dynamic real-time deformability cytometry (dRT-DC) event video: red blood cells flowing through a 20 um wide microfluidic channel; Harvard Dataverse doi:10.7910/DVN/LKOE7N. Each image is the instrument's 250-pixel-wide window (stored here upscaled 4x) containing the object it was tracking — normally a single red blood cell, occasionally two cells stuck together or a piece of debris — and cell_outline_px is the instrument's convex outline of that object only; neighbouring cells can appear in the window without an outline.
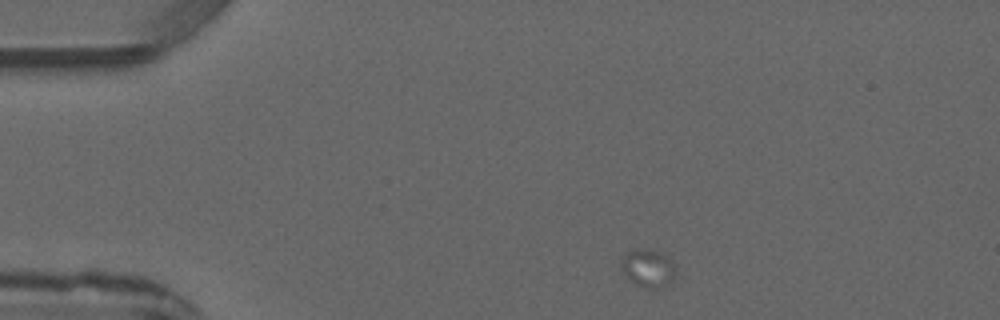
{"species": "common noctule bat (a hibernating species)", "species_latin": "Nyctalus noctula", "temperature_condition": "warm", "stored_images_in_passage": 5, "camera_frame_rate_fps": 3000, "um_per_image_px": 0.085, "animal": {"sex": "male", "forearm_length_mm": 52.5}, "frame": {"image": 1, "passage_image": 1, "time_ms": 0.0, "image_size_px": [1000, 320], "cell_outline_px": [[676, 272], [672, 280], [656, 288], [640, 284], [632, 280], [620, 268], [620, 260], [628, 252], [660, 252], [672, 260]], "centroid_in_image_um": [55.11, 22.8], "position_along_channel_um": 29.9, "area_um2": 10.98}}